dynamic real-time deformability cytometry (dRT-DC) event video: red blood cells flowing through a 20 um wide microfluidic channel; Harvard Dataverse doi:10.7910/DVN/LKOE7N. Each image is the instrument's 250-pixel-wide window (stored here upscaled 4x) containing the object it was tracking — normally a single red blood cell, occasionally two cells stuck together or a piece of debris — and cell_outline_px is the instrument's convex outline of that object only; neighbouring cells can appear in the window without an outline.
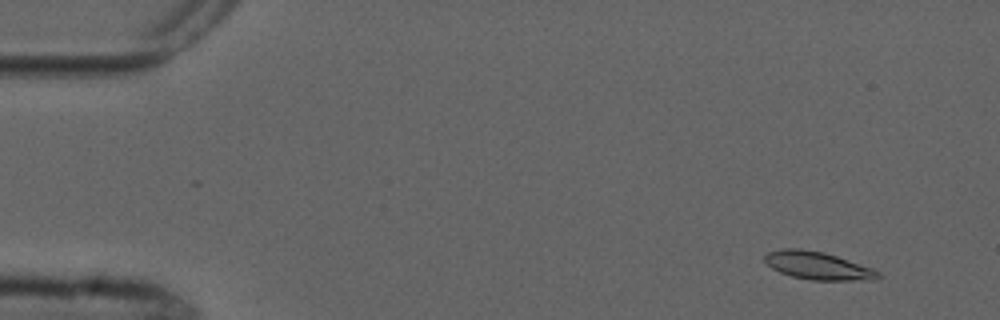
{"species": "common noctule bat (a hibernating species)", "species_latin": "Nyctalus noctula", "temperature_condition": "cold", "stored_images_in_passage": 4, "camera_frame_rate_fps": 3000, "um_per_image_px": 0.085, "animal": {"sex": "male", "forearm_length_mm": 52.5}, "frame": {"image": 1, "passage_image": 2, "time_ms": 1.0, "image_size_px": [1000, 320], "cell_outline_px": [[880, 276], [876, 280], [812, 280], [792, 276], [780, 272], [772, 268], [764, 260], [764, 256], [768, 252], [784, 248], [800, 248], [824, 252], [872, 268], [880, 272]], "centroid_in_image_um": [69.51, 22.58], "position_along_channel_um": 15.5, "area_um2": 18.26}}
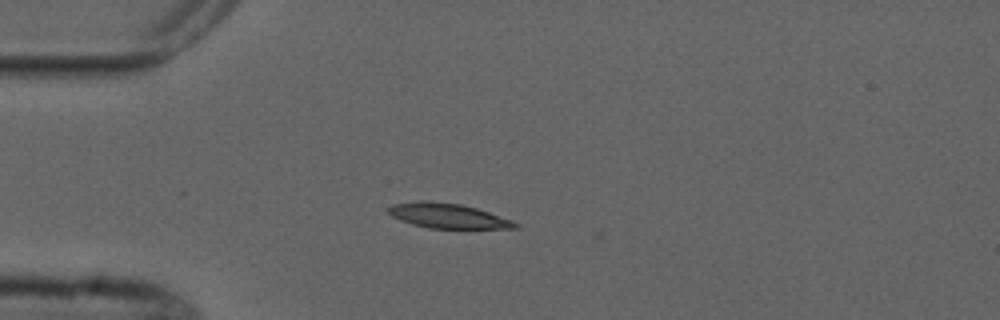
{"frame": {"image": 2, "passage_image": 4, "time_ms": 4.333, "image_size_px": [1000, 320], "cell_outline_px": [[520, 228], [428, 228], [412, 224], [400, 220], [392, 216], [388, 212], [388, 208], [392, 204], [460, 204], [476, 208], [512, 220], [520, 224]], "centroid_in_image_um": [38.17, 18.41], "position_along_channel_um": 46.8, "area_um2": 17.22}}